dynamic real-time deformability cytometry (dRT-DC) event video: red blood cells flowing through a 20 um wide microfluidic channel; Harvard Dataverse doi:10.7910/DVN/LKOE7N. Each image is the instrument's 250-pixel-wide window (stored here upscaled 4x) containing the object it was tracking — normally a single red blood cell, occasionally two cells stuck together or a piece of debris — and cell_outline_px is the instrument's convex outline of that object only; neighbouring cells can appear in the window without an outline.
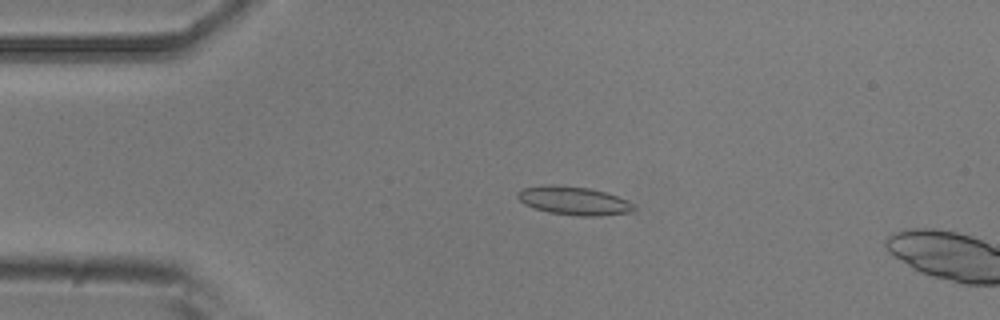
{"species": "common noctule bat (a hibernating species)", "species_latin": "Nyctalus noctula", "temperature_condition": "room temperature", "stored_images_in_passage": 14, "camera_frame_rate_fps": 3000, "um_per_image_px": 0.085, "animal": {"sex": "male", "body_mass_g": 20.5, "forearm_length_mm": 52.5}, "frame": {"image": 1, "passage_image": 10, "time_ms": 3.0, "image_size_px": [1000, 320], "cell_outline_px": [[636, 208], [632, 212], [600, 216], [576, 216], [548, 212], [524, 204], [516, 196], [516, 192], [520, 188], [548, 184], [552, 184], [588, 188], [604, 192], [628, 200]], "centroid_in_image_um": [48.74, 17.06], "position_along_channel_um": 36.3, "area_um2": 19.36}}